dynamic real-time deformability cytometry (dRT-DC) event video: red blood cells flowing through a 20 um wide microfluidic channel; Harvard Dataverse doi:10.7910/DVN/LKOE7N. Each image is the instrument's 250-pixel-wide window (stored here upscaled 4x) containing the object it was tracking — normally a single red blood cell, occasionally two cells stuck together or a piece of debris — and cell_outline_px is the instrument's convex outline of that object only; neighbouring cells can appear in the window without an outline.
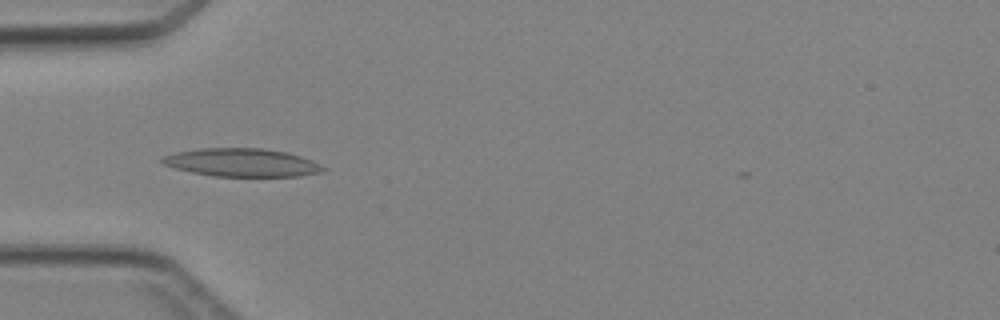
{"species": "Egyptian fruit bat (a non-hibernating species)", "species_latin": "Rousettus aegyptiacus", "temperature_condition": "cold", "stored_images_in_passage": 6, "camera_frame_rate_fps": 3000, "um_per_image_px": 0.085, "animal": {"sex": "female"}, "frame": {"image": 1, "passage_image": 5, "time_ms": 4.667, "image_size_px": [1000, 320], "cell_outline_px": [[328, 168], [320, 172], [300, 176], [212, 176], [192, 172], [176, 168], [164, 164], [160, 160], [164, 156], [176, 152], [200, 148], [260, 148], [284, 152], [300, 156], [312, 160]], "centroid_in_image_um": [20.57, 13.82], "position_along_channel_um": 64.4, "area_um2": 26.18}}
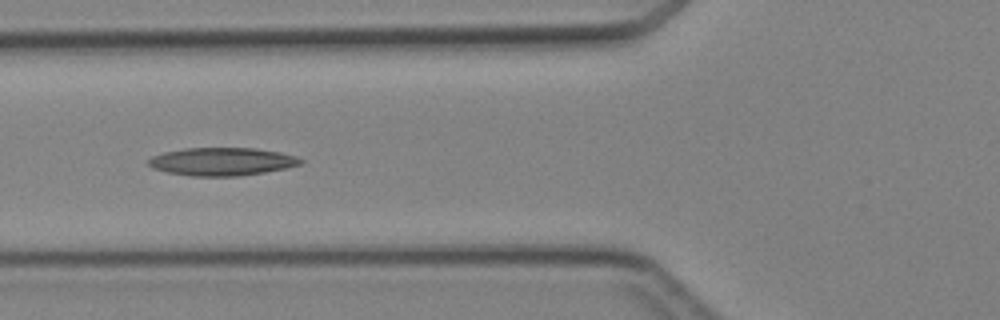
{"frame": {"image": 2, "passage_image": 6, "time_ms": 5.667, "image_size_px": [1000, 320], "cell_outline_px": [[304, 160], [300, 164], [284, 168], [264, 172], [240, 176], [192, 176], [168, 172], [152, 168], [148, 164], [148, 160], [152, 156], [164, 152], [184, 148], [252, 148], [280, 152], [296, 156]], "centroid_in_image_um": [18.85, 13.73], "position_along_channel_um": 107.0, "area_um2": 24.68}}